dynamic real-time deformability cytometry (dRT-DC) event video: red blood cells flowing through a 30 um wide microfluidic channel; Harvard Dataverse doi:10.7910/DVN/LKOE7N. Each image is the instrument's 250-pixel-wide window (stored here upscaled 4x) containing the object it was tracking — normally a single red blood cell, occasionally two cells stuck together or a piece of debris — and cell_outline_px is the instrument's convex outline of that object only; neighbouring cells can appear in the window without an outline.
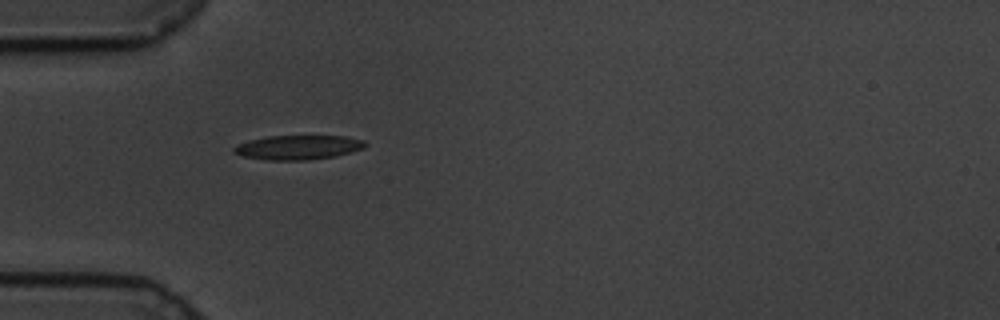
{"species": "common noctule bat (a hibernating species)", "species_latin": "Nyctalus noctula", "temperature_condition": "cold", "stored_images_in_passage": 42, "camera_frame_rate_fps": 3000, "um_per_image_px": 0.085, "animal": {"sex": "male", "body_mass_g": 19.5, "forearm_length_mm": 54.6}, "frame": {"image": 1, "passage_image": 1, "time_ms": 0.0, "image_size_px": [1000, 320], "cell_outline_px": [[368, 144], [364, 148], [336, 156], [304, 160], [268, 160], [244, 156], [232, 152], [232, 148], [248, 140], [268, 136], [344, 136], [364, 140]], "centroid_in_image_um": [25.35, 12.52], "position_along_channel_um": 59.6, "area_um2": 18.55}}
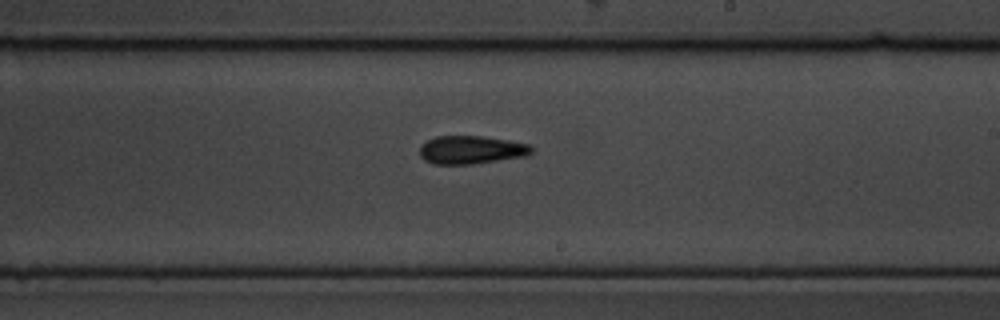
{"frame": {"image": 2, "passage_image": 18, "time_ms": 5.667, "image_size_px": [1000, 320], "cell_outline_px": [[532, 152], [528, 156], [472, 164], [432, 164], [424, 160], [420, 156], [420, 148], [428, 140], [436, 136], [480, 136], [508, 140], [528, 144], [532, 148]], "centroid_in_image_um": [40.06, 12.74], "position_along_channel_um": 248.9, "area_um2": 18.32}}
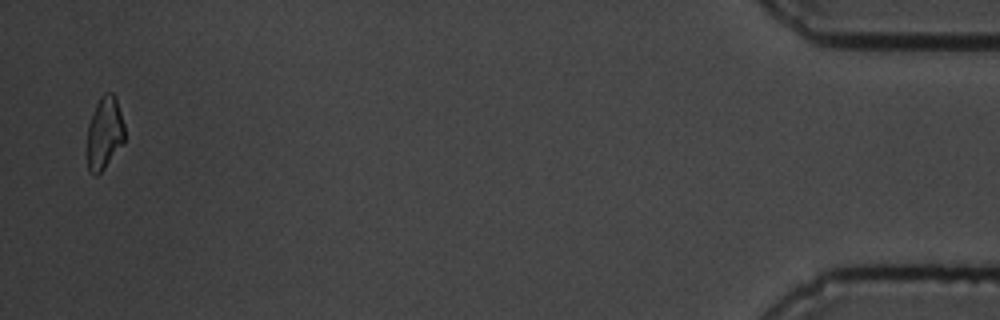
{"frame": {"image": 3, "passage_image": 41, "time_ms": 13.333, "image_size_px": [1000, 320], "cell_outline_px": [[124, 144], [104, 168], [96, 176], [88, 172], [88, 124], [96, 104], [100, 96], [104, 92], [112, 92], [116, 96], [124, 124]], "centroid_in_image_um": [8.9, 11.29], "position_along_channel_um": 426.3, "area_um2": 15.95}, "authors_computed_cell_mechanics": {"area_um2": 17.8602, "velocity_mm_per_s": 3.4083, "shape_relaxation_time_tau1_ms": 9.3375, "shape_relaxation_time_tau2_ms": 6.7419, "deformation_change_tau1": 0.1776, "deformation_change_tau2": 0.167}}